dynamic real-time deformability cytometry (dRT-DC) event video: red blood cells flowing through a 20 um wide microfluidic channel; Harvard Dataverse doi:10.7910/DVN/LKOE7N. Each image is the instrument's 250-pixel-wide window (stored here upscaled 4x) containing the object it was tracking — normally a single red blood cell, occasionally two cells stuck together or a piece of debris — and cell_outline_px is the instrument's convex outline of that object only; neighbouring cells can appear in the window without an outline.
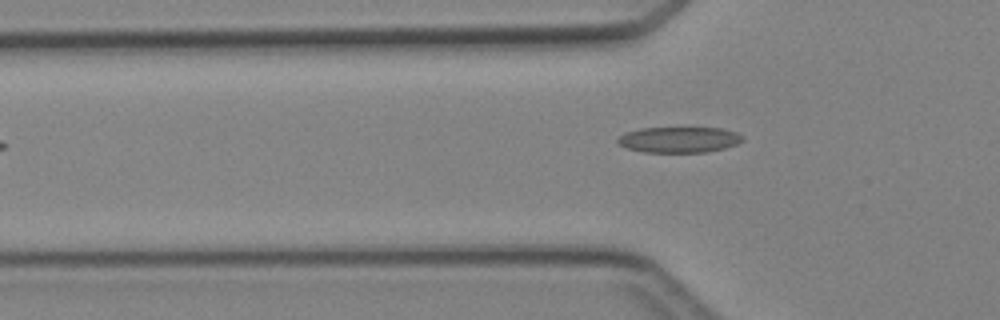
{"species": "Egyptian fruit bat (a non-hibernating species)", "species_latin": "Rousettus aegyptiacus", "temperature_condition": "cold", "stored_images_in_passage": 4, "camera_frame_rate_fps": 3000, "um_per_image_px": 0.085, "animal": {"sex": "female"}, "frame": {"image": 1, "passage_image": 4, "time_ms": 4.667, "image_size_px": [1000, 320], "cell_outline_px": [[744, 140], [736, 144], [724, 148], [704, 152], [644, 152], [628, 148], [620, 144], [616, 140], [624, 132], [640, 128], [724, 128], [736, 132], [744, 136]], "centroid_in_image_um": [57.74, 11.86], "position_along_channel_um": 68.1, "area_um2": 18.73}}